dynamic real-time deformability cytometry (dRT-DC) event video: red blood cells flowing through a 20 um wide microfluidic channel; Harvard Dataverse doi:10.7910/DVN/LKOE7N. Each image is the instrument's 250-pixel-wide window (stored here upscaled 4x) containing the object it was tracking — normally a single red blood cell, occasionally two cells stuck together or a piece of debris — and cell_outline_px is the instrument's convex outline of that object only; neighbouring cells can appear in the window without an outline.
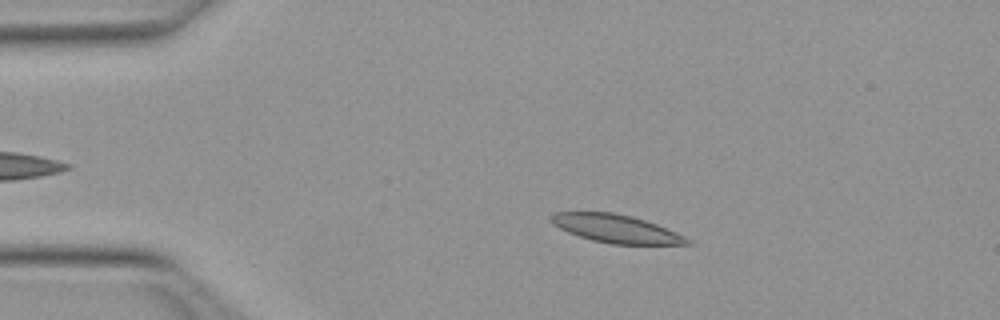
{"species": "Egyptian fruit bat (a non-hibernating species)", "species_latin": "Rousettus aegyptiacus", "temperature_condition": "warm", "stored_images_in_passage": 35, "camera_frame_rate_fps": 3000, "um_per_image_px": 0.085, "animal": {"sex": "female"}, "frame": {"image": 1, "passage_image": 1, "time_ms": 0.0, "image_size_px": [1000, 320], "cell_outline_px": [[692, 244], [612, 244], [592, 240], [568, 232], [552, 224], [548, 216], [552, 212], [612, 212], [632, 216], [656, 224], [676, 232], [692, 240]], "centroid_in_image_um": [52.34, 19.43], "position_along_channel_um": 32.7, "area_um2": 22.25}}
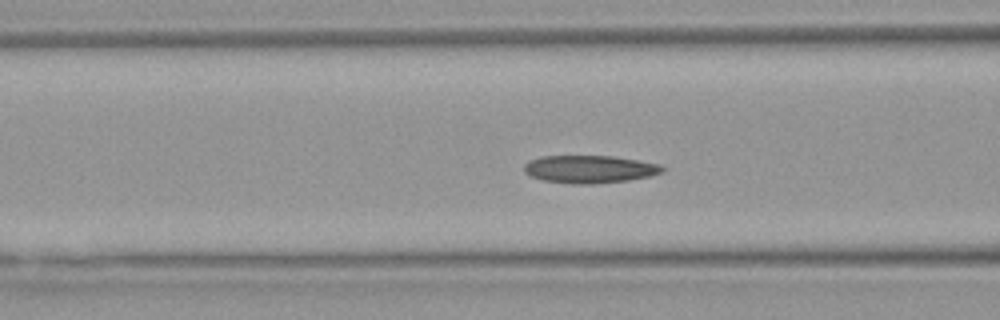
{"frame": {"image": 2, "passage_image": 11, "time_ms": 3.333, "image_size_px": [1000, 320], "cell_outline_px": [[664, 172], [652, 176], [628, 180], [592, 184], [572, 184], [544, 180], [532, 176], [524, 172], [524, 164], [528, 160], [540, 156], [612, 156], [660, 164], [664, 168]], "centroid_in_image_um": [50.11, 14.38], "position_along_channel_um": 116.5, "area_um2": 22.37}}
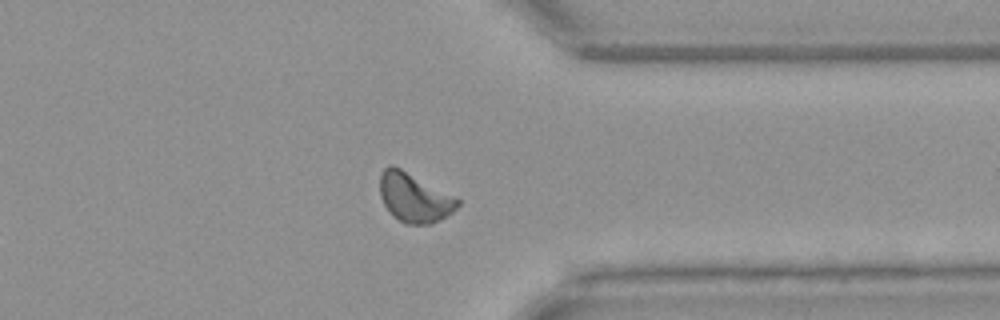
{"frame": {"image": 3, "passage_image": 31, "time_ms": 10.0, "image_size_px": [1000, 320], "cell_outline_px": [[460, 204], [452, 212], [440, 220], [432, 224], [404, 224], [392, 216], [384, 204], [380, 196], [380, 172], [384, 168], [392, 164], [456, 196], [460, 200]], "centroid_in_image_um": [35.21, 16.8], "position_along_channel_um": 376.2, "area_um2": 22.43}, "authors_computed_cell_mechanics": {"area_um2": 22.1374, "velocity_mm_per_s": 3.9787, "shape_relaxation_time_tau1_ms": null, "shape_relaxation_time_tau2_ms": 3.2261, "deformation_change_tau1": null, "deformation_change_tau2": 0.0777}}